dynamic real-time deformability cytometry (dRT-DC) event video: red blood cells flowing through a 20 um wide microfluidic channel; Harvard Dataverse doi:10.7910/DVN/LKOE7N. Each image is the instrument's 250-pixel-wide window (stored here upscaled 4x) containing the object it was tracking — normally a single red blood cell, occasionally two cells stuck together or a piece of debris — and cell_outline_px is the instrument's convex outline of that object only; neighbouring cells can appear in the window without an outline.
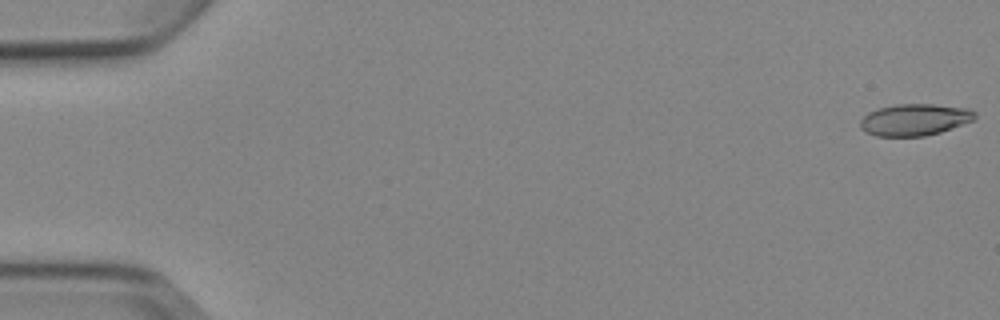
{"species": "Egyptian fruit bat (a non-hibernating species)", "species_latin": "Rousettus aegyptiacus", "temperature_condition": "cold", "stored_images_in_passage": 4, "camera_frame_rate_fps": 3000, "um_per_image_px": 0.085, "animal": {"sex": "female"}, "frame": {"image": 1, "passage_image": 1, "time_ms": 0.0, "image_size_px": [1000, 320], "cell_outline_px": [[976, 116], [972, 120], [940, 132], [924, 136], [876, 136], [864, 132], [860, 128], [860, 120], [868, 112], [880, 108], [896, 104], [932, 104], [968, 108], [976, 112]], "centroid_in_image_um": [77.71, 10.17], "position_along_channel_um": 7.3, "area_um2": 21.1}}